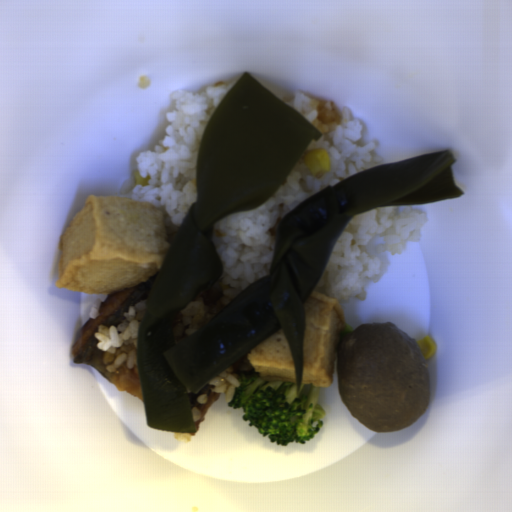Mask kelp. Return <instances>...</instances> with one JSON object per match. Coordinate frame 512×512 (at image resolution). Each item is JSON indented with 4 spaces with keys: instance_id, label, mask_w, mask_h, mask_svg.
Here are the masks:
<instances>
[{
    "instance_id": "99668d17",
    "label": "kelp",
    "mask_w": 512,
    "mask_h": 512,
    "mask_svg": "<svg viewBox=\"0 0 512 512\" xmlns=\"http://www.w3.org/2000/svg\"><path fill=\"white\" fill-rule=\"evenodd\" d=\"M324 134L246 69L218 101L200 140L193 199L150 291L136 355L149 428L198 433L190 394L282 329L297 397L304 381L306 300L353 215L464 195L451 150L366 168L285 213L269 274L172 345L181 311L223 276L216 222L258 208L283 186L311 139Z\"/></svg>"
}]
</instances>
